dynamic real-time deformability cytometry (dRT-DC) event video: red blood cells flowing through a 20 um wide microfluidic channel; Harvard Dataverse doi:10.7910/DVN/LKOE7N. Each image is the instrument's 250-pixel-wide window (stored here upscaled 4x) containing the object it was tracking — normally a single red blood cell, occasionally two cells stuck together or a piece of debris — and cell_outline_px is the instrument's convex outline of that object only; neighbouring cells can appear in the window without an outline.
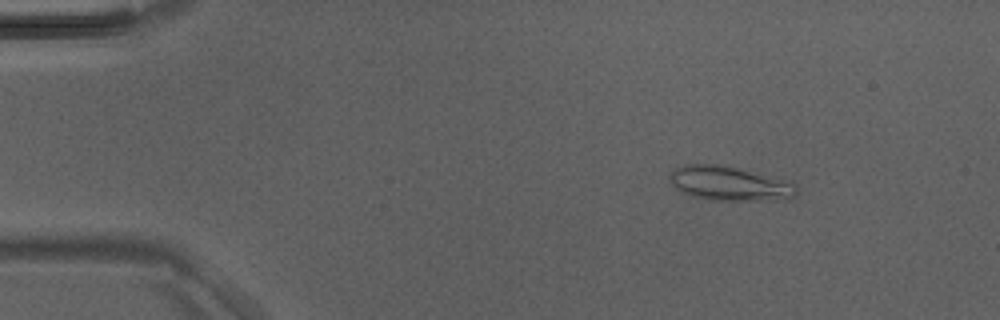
{"species": "Egyptian fruit bat (a non-hibernating species)", "species_latin": "Rousettus aegyptiacus", "temperature_condition": "room temperature", "stored_images_in_passage": 3, "camera_frame_rate_fps": 3000, "um_per_image_px": 0.085, "animal": {"sex": "male"}, "frame": {"image": 1, "passage_image": 1, "time_ms": 0.0, "image_size_px": [1000, 320], "cell_outline_px": [[796, 196], [756, 200], [712, 200], [692, 196], [676, 188], [668, 180], [668, 172], [684, 164], [720, 164], [736, 168], [780, 180], [792, 184], [796, 188]], "centroid_in_image_um": [61.83, 15.58], "position_along_channel_um": 23.2, "area_um2": 24.51}}